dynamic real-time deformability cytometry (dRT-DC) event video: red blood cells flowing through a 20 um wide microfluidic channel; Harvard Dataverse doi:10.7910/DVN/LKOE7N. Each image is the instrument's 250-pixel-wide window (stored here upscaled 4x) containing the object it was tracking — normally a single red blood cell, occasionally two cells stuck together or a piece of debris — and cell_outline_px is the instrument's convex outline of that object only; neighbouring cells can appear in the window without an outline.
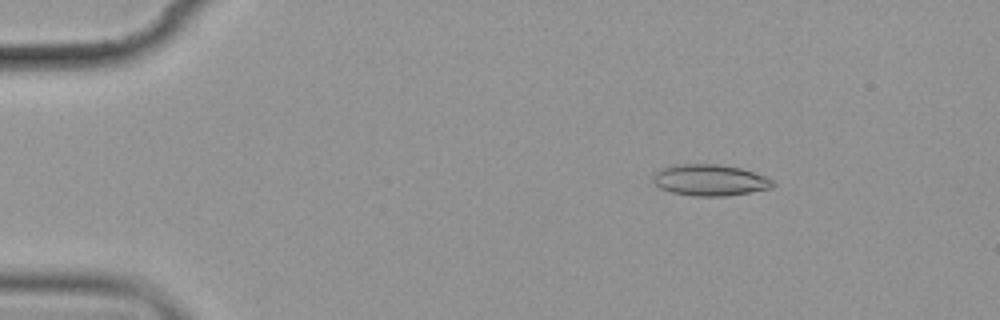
{"species": "common noctule bat (a hibernating species)", "species_latin": "Nyctalus noctula", "temperature_condition": "cold", "stored_images_in_passage": 11, "camera_frame_rate_fps": 3000, "um_per_image_px": 0.085, "animal": {"sex": "female", "body_mass_g": 19.9}, "frame": {"image": 1, "passage_image": 2, "time_ms": 2.333, "image_size_px": [1000, 320], "cell_outline_px": [[776, 184], [772, 188], [724, 196], [692, 196], [672, 192], [660, 188], [652, 180], [652, 176], [660, 168], [672, 164], [720, 164], [740, 168], [764, 176], [772, 180]], "centroid_in_image_um": [60.3, 15.3], "position_along_channel_um": 24.7, "area_um2": 21.85}}
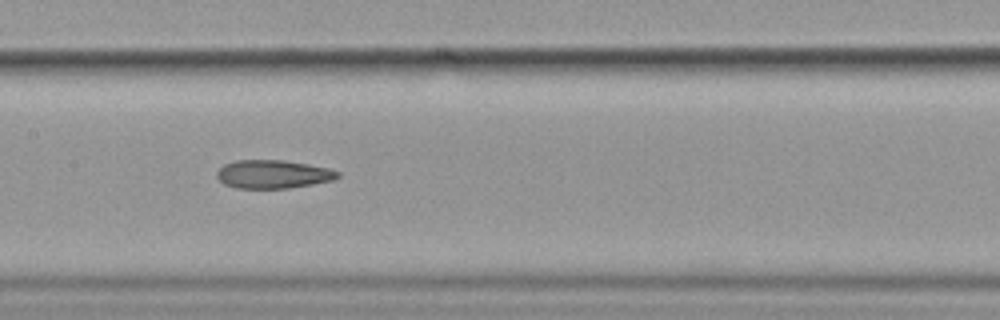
{"frame": {"image": 2, "passage_image": 8, "time_ms": 9.0, "image_size_px": [1000, 320], "cell_outline_px": [[340, 176], [332, 180], [312, 184], [288, 188], [236, 188], [224, 184], [216, 176], [216, 172], [224, 164], [236, 160], [284, 160], [308, 164], [328, 168], [340, 172]], "centroid_in_image_um": [23.19, 14.8], "position_along_channel_um": 184.2, "area_um2": 19.94}}
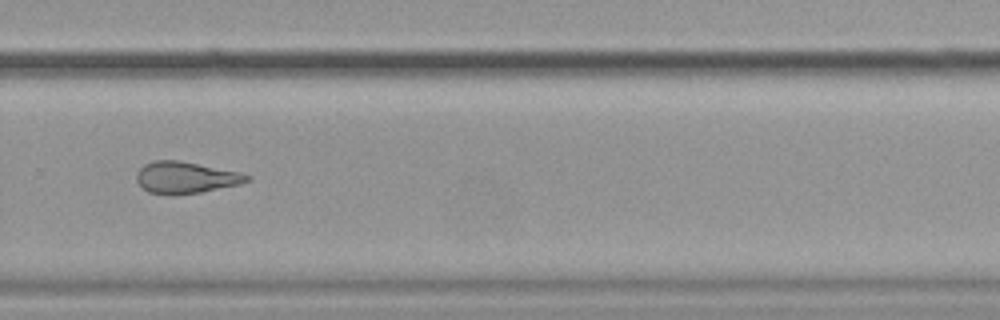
{"frame": {"image": 3, "passage_image": 11, "time_ms": 12.667, "image_size_px": [1000, 320], "cell_outline_px": [[252, 180], [240, 184], [200, 192], [148, 192], [136, 180], [136, 172], [144, 164], [156, 160], [176, 160], [244, 172], [252, 176]], "centroid_in_image_um": [15.86, 15.04], "position_along_channel_um": 313.9, "area_um2": 19.88}}